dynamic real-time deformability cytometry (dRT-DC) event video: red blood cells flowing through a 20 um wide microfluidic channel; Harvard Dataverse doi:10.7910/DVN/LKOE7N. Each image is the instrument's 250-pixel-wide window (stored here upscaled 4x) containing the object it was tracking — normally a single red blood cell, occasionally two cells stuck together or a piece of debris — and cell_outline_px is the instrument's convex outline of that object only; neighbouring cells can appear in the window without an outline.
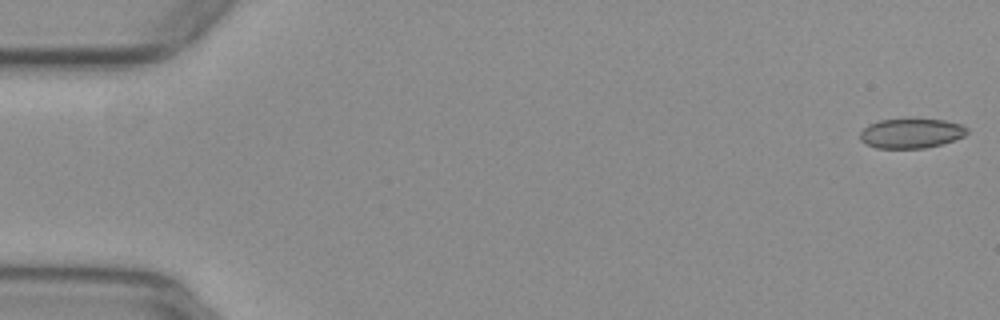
{"species": "common noctule bat (a hibernating species)", "species_latin": "Nyctalus noctula", "temperature_condition": "warm", "stored_images_in_passage": 53, "camera_frame_rate_fps": 3000, "um_per_image_px": 0.085, "animal": {"sex": "female", "body_mass_g": 29.2, "forearm_length_mm": 56.3}, "frame": {"image": 1, "passage_image": 1, "time_ms": 0.0, "image_size_px": [1000, 320], "cell_outline_px": [[968, 132], [964, 136], [940, 144], [924, 148], [876, 148], [864, 144], [860, 140], [860, 132], [868, 124], [880, 120], [944, 120], [960, 124], [968, 128]], "centroid_in_image_um": [77.41, 11.34], "position_along_channel_um": 7.6, "area_um2": 18.26}}
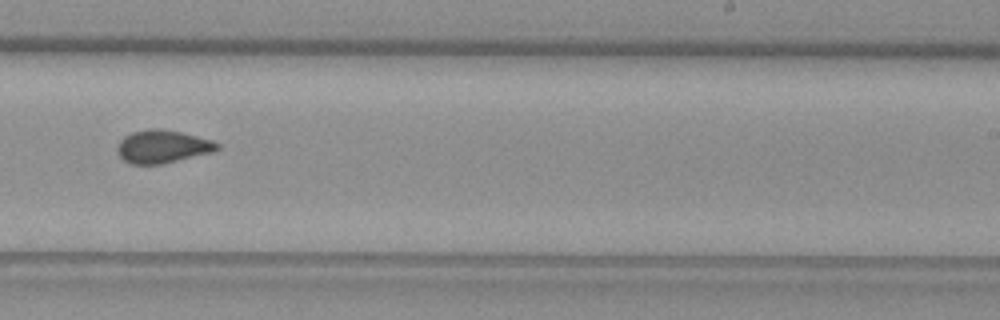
{"frame": {"image": 2, "passage_image": 33, "time_ms": 10.667, "image_size_px": [1000, 320], "cell_outline_px": [[220, 148], [212, 152], [164, 164], [128, 164], [116, 152], [116, 148], [120, 140], [124, 136], [132, 132], [148, 128], [160, 128], [180, 132], [212, 140], [220, 144]], "centroid_in_image_um": [13.79, 12.46], "position_along_channel_um": 275.2, "area_um2": 19.36}}
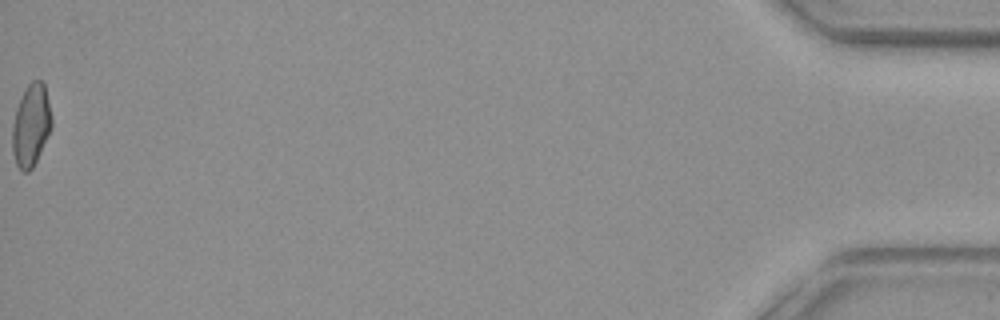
{"frame": {"image": 3, "passage_image": 53, "time_ms": 17.333, "image_size_px": [1000, 320], "cell_outline_px": [[52, 128], [32, 168], [28, 172], [20, 172], [16, 164], [12, 152], [12, 128], [16, 108], [28, 84], [32, 80], [44, 80], [52, 116]], "centroid_in_image_um": [2.64, 10.65], "position_along_channel_um": 432.6, "area_um2": 18.96}, "authors_computed_cell_mechanics": {"area_um2": 18.9584, "velocity_mm_per_s": 3.9547, "shape_relaxation_time_tau1_ms": null, "shape_relaxation_time_tau2_ms": 1.4661, "deformation_change_tau1": null, "deformation_change_tau2": 0.0716}}